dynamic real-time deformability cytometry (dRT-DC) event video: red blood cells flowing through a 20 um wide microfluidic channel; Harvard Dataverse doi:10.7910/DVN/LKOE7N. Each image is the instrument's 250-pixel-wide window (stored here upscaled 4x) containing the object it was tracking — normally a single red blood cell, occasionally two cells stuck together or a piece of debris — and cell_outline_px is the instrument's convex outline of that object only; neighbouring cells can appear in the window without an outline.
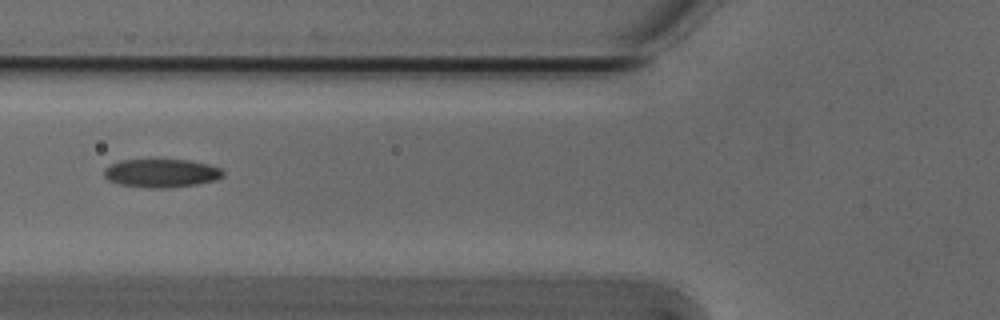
{"species": "Egyptian fruit bat (a non-hibernating species)", "species_latin": "Rousettus aegyptiacus", "temperature_condition": "cold", "stored_images_in_passage": 6, "camera_frame_rate_fps": 3000, "um_per_image_px": 0.085, "animal": {"sex": "male"}, "frame": {"image": 1, "passage_image": 6, "time_ms": 1.667, "image_size_px": [1000, 320], "cell_outline_px": [[224, 176], [216, 180], [196, 184], [168, 188], [148, 188], [120, 184], [108, 180], [104, 176], [104, 168], [120, 160], [192, 160], [208, 164], [220, 168], [224, 172]], "centroid_in_image_um": [13.73, 14.72], "position_along_channel_um": 112.1, "area_um2": 19.71}}